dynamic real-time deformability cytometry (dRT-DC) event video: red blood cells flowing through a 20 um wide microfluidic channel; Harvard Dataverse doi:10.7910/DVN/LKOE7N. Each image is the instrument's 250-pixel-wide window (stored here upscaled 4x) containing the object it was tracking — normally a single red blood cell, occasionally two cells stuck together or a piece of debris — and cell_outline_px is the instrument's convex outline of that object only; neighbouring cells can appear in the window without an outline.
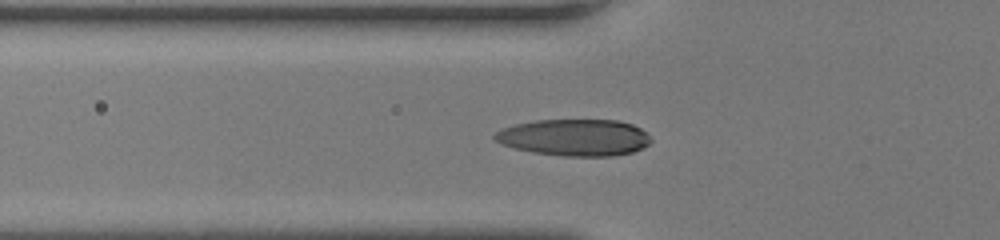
{"species": "human", "species_latin": "Homo sapiens", "temperature_condition": "room temperature", "stored_images_in_passage": 38, "camera_frame_rate_fps": 3000, "um_per_image_px": 0.085, "donor": {"sex": "female"}, "frame": {"image": 1, "passage_image": 6, "time_ms": 1.667, "image_size_px": [1000, 240], "cell_outline_px": [[652, 140], [648, 144], [632, 152], [612, 156], [564, 156], [532, 152], [516, 148], [504, 144], [496, 140], [492, 136], [496, 132], [504, 128], [516, 124], [536, 120], [616, 120], [632, 124], [640, 128]], "centroid_in_image_um": [48.84, 11.68], "position_along_channel_um": 77.0, "area_um2": 33.06}}
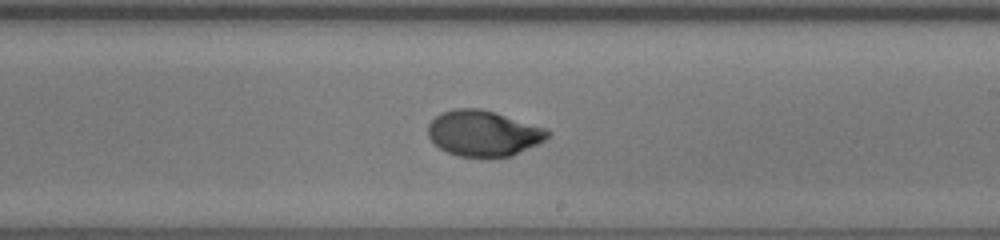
{"frame": {"image": 2, "passage_image": 18, "time_ms": 5.667, "image_size_px": [1000, 240], "cell_outline_px": [[552, 132], [544, 140], [512, 156], [460, 156], [448, 152], [440, 148], [428, 136], [428, 124], [440, 112], [456, 108], [480, 108], [496, 112], [544, 128]], "centroid_in_image_um": [41.06, 11.31], "position_along_channel_um": 247.9, "area_um2": 31.5}}
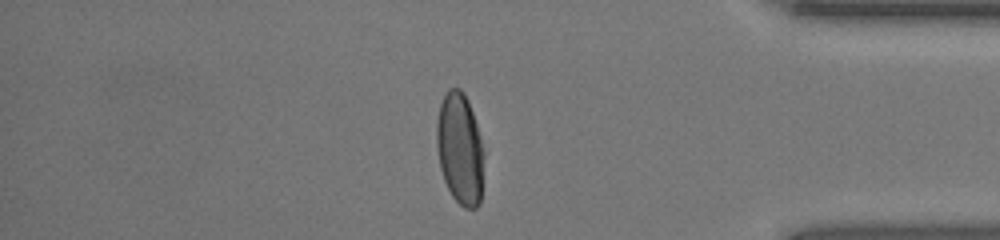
{"frame": {"image": 3, "passage_image": 30, "time_ms": 9.667, "image_size_px": [1000, 240], "cell_outline_px": [[484, 156], [480, 204], [476, 208], [464, 208], [452, 196], [444, 180], [440, 168], [436, 144], [436, 124], [440, 104], [448, 88], [460, 88], [464, 92], [468, 100], [476, 124], [484, 152]], "centroid_in_image_um": [39.09, 12.65], "position_along_channel_um": 396.1, "area_um2": 30.81}, "authors_computed_cell_mechanics": {"area_um2": 31.7611, "velocity_mm_per_s": 4.2741, "shape_relaxation_time_tau1_ms": 5.4846, "shape_relaxation_time_tau2_ms": null, "deformation_change_tau1": 0.2349, "deformation_change_tau2": null}}